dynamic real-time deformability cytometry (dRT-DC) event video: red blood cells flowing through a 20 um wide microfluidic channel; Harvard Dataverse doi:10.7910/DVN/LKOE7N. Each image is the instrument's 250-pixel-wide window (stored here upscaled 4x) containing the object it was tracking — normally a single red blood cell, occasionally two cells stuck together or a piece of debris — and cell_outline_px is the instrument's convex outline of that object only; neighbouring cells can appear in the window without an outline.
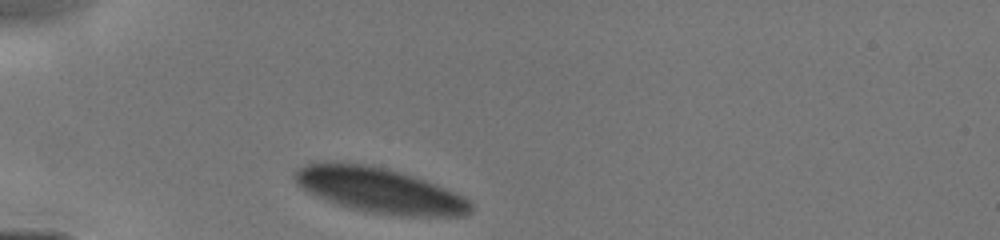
{"species": "human", "species_latin": "Homo sapiens", "temperature_condition": "cold", "stored_images_in_passage": 4, "camera_frame_rate_fps": 3000, "um_per_image_px": 0.085, "donor": {"sex": "male"}, "frame": {"image": 1, "passage_image": 1, "time_ms": 0.0, "image_size_px": [1000, 240], "cell_outline_px": [[472, 212], [464, 216], [400, 216], [364, 212], [348, 208], [336, 204], [308, 192], [296, 184], [292, 176], [296, 168], [304, 164], [360, 164], [384, 168], [400, 172], [436, 184], [464, 196], [472, 204]], "centroid_in_image_um": [32.28, 16.22], "position_along_channel_um": 52.7, "area_um2": 45.95}}